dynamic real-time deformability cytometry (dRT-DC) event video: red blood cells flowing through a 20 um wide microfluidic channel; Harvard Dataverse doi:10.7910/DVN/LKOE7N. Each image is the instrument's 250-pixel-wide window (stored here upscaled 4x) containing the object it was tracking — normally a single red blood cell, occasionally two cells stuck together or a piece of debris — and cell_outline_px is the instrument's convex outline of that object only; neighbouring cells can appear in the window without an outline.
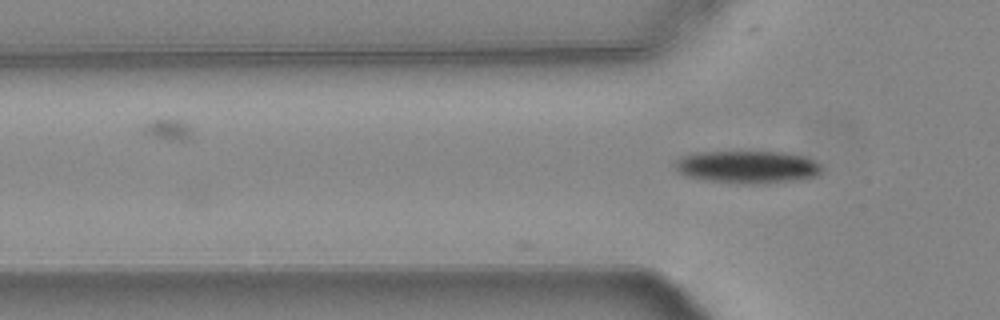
{"species": "common noctule bat (a hibernating species)", "species_latin": "Nyctalus noctula", "temperature_condition": "warm", "stored_images_in_passage": 3, "camera_frame_rate_fps": 3000, "um_per_image_px": 0.085, "animal": {"sex": "female", "body_mass_g": 24.6, "forearm_length_mm": 56.2}, "frame": {"image": 1, "passage_image": 3, "time_ms": 0.667, "image_size_px": [1000, 320], "cell_outline_px": [[820, 172], [816, 176], [800, 180], [752, 184], [744, 184], [704, 180], [688, 176], [676, 172], [672, 164], [680, 156], [692, 152], [784, 152], [804, 156], [820, 164]], "centroid_in_image_um": [63.46, 14.19], "position_along_channel_um": 62.3, "area_um2": 28.09}}